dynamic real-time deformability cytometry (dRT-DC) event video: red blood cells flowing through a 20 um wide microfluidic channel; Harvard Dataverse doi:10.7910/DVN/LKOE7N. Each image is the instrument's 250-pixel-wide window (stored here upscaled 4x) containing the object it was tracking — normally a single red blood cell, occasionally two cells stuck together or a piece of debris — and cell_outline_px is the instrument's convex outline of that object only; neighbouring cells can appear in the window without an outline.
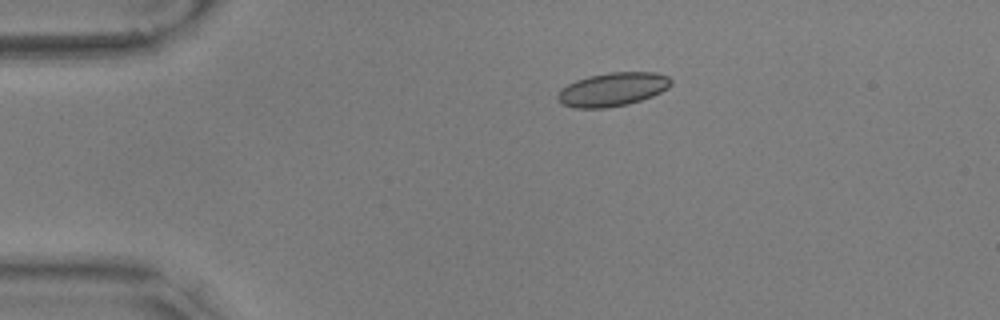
{"species": "common noctule bat (a hibernating species)", "species_latin": "Nyctalus noctula", "temperature_condition": "warm", "stored_images_in_passage": 40, "camera_frame_rate_fps": 3000, "um_per_image_px": 0.085, "animal": {"sex": "male", "body_mass_g": 17.9, "forearm_length_mm": 54.2}, "frame": {"image": 1, "passage_image": 1, "time_ms": 0.0, "image_size_px": [1000, 320], "cell_outline_px": [[672, 84], [668, 88], [652, 96], [628, 104], [604, 108], [576, 108], [564, 104], [556, 100], [556, 96], [568, 84], [576, 80], [588, 76], [608, 72], [656, 72], [668, 76], [672, 80]], "centroid_in_image_um": [52.09, 7.59], "position_along_channel_um": 32.9, "area_um2": 22.14}}
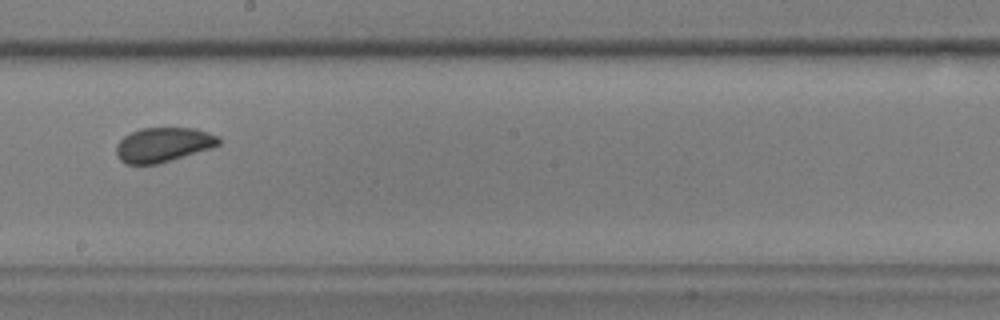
{"frame": {"image": 2, "passage_image": 22, "time_ms": 7.0, "image_size_px": [1000, 320], "cell_outline_px": [[220, 144], [212, 148], [160, 164], [124, 164], [116, 156], [116, 144], [124, 136], [140, 128], [196, 128], [220, 136]], "centroid_in_image_um": [13.88, 12.31], "position_along_channel_um": 234.3, "area_um2": 20.92}}
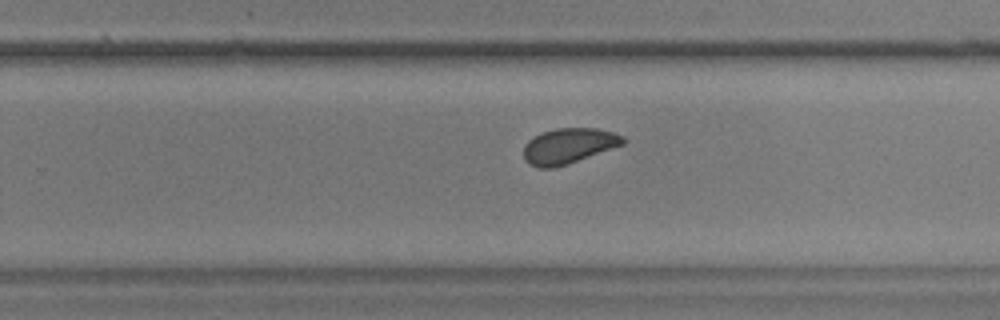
{"frame": {"image": 3, "passage_image": 26, "time_ms": 8.333, "image_size_px": [1000, 320], "cell_outline_px": [[624, 144], [568, 164], [552, 168], [536, 168], [528, 164], [524, 160], [524, 144], [532, 136], [556, 128], [596, 128], [612, 132], [624, 136]], "centroid_in_image_um": [48.29, 12.41], "position_along_channel_um": 281.5, "area_um2": 20.58}, "authors_computed_cell_mechanics": {"area_um2": 20.8658, "velocity_mm_per_s": 3.5492, "shape_relaxation_time_tau1_ms": 3.7007, "shape_relaxation_time_tau2_ms": 1.3645, "deformation_change_tau1": 0.0664, "deformation_change_tau2": 0.0506}}